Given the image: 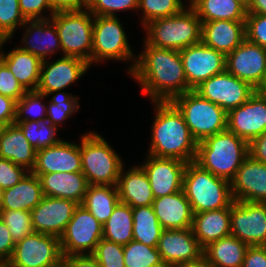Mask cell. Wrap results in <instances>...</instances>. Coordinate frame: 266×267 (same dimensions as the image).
Returning a JSON list of instances; mask_svg holds the SVG:
<instances>
[{"instance_id": "cell-56", "label": "cell", "mask_w": 266, "mask_h": 267, "mask_svg": "<svg viewBox=\"0 0 266 267\" xmlns=\"http://www.w3.org/2000/svg\"><path fill=\"white\" fill-rule=\"evenodd\" d=\"M247 13L266 15V0H250Z\"/></svg>"}, {"instance_id": "cell-55", "label": "cell", "mask_w": 266, "mask_h": 267, "mask_svg": "<svg viewBox=\"0 0 266 267\" xmlns=\"http://www.w3.org/2000/svg\"><path fill=\"white\" fill-rule=\"evenodd\" d=\"M49 2L55 12L81 10L87 6V0H49Z\"/></svg>"}, {"instance_id": "cell-25", "label": "cell", "mask_w": 266, "mask_h": 267, "mask_svg": "<svg viewBox=\"0 0 266 267\" xmlns=\"http://www.w3.org/2000/svg\"><path fill=\"white\" fill-rule=\"evenodd\" d=\"M41 181L44 196L70 199L81 204L89 183L82 172L34 174Z\"/></svg>"}, {"instance_id": "cell-34", "label": "cell", "mask_w": 266, "mask_h": 267, "mask_svg": "<svg viewBox=\"0 0 266 267\" xmlns=\"http://www.w3.org/2000/svg\"><path fill=\"white\" fill-rule=\"evenodd\" d=\"M119 202L116 185H89L81 205L103 225Z\"/></svg>"}, {"instance_id": "cell-42", "label": "cell", "mask_w": 266, "mask_h": 267, "mask_svg": "<svg viewBox=\"0 0 266 267\" xmlns=\"http://www.w3.org/2000/svg\"><path fill=\"white\" fill-rule=\"evenodd\" d=\"M185 8L182 0H139V8L144 13L143 26L149 21L173 16Z\"/></svg>"}, {"instance_id": "cell-24", "label": "cell", "mask_w": 266, "mask_h": 267, "mask_svg": "<svg viewBox=\"0 0 266 267\" xmlns=\"http://www.w3.org/2000/svg\"><path fill=\"white\" fill-rule=\"evenodd\" d=\"M245 39V21L215 20L202 23V42L225 55Z\"/></svg>"}, {"instance_id": "cell-27", "label": "cell", "mask_w": 266, "mask_h": 267, "mask_svg": "<svg viewBox=\"0 0 266 267\" xmlns=\"http://www.w3.org/2000/svg\"><path fill=\"white\" fill-rule=\"evenodd\" d=\"M123 170L116 184L120 202L132 208L152 205L155 198L144 169L134 166L125 173Z\"/></svg>"}, {"instance_id": "cell-7", "label": "cell", "mask_w": 266, "mask_h": 267, "mask_svg": "<svg viewBox=\"0 0 266 267\" xmlns=\"http://www.w3.org/2000/svg\"><path fill=\"white\" fill-rule=\"evenodd\" d=\"M183 115L192 137L200 142L227 129L228 113L194 90L170 101Z\"/></svg>"}, {"instance_id": "cell-41", "label": "cell", "mask_w": 266, "mask_h": 267, "mask_svg": "<svg viewBox=\"0 0 266 267\" xmlns=\"http://www.w3.org/2000/svg\"><path fill=\"white\" fill-rule=\"evenodd\" d=\"M0 219L8 227L15 244L34 233L31 211L1 209Z\"/></svg>"}, {"instance_id": "cell-9", "label": "cell", "mask_w": 266, "mask_h": 267, "mask_svg": "<svg viewBox=\"0 0 266 267\" xmlns=\"http://www.w3.org/2000/svg\"><path fill=\"white\" fill-rule=\"evenodd\" d=\"M59 237L34 232L17 242L8 267H62Z\"/></svg>"}, {"instance_id": "cell-51", "label": "cell", "mask_w": 266, "mask_h": 267, "mask_svg": "<svg viewBox=\"0 0 266 267\" xmlns=\"http://www.w3.org/2000/svg\"><path fill=\"white\" fill-rule=\"evenodd\" d=\"M15 242L6 224L0 219V259L8 262L13 254Z\"/></svg>"}, {"instance_id": "cell-6", "label": "cell", "mask_w": 266, "mask_h": 267, "mask_svg": "<svg viewBox=\"0 0 266 267\" xmlns=\"http://www.w3.org/2000/svg\"><path fill=\"white\" fill-rule=\"evenodd\" d=\"M81 168L89 185H116L123 161L107 141L97 133L81 137Z\"/></svg>"}, {"instance_id": "cell-33", "label": "cell", "mask_w": 266, "mask_h": 267, "mask_svg": "<svg viewBox=\"0 0 266 267\" xmlns=\"http://www.w3.org/2000/svg\"><path fill=\"white\" fill-rule=\"evenodd\" d=\"M190 6L201 22L246 21L247 7L239 0H191Z\"/></svg>"}, {"instance_id": "cell-15", "label": "cell", "mask_w": 266, "mask_h": 267, "mask_svg": "<svg viewBox=\"0 0 266 267\" xmlns=\"http://www.w3.org/2000/svg\"><path fill=\"white\" fill-rule=\"evenodd\" d=\"M188 86L194 90L203 81L226 70V55L203 42L179 51Z\"/></svg>"}, {"instance_id": "cell-58", "label": "cell", "mask_w": 266, "mask_h": 267, "mask_svg": "<svg viewBox=\"0 0 266 267\" xmlns=\"http://www.w3.org/2000/svg\"><path fill=\"white\" fill-rule=\"evenodd\" d=\"M7 126L8 125L5 122L0 121V137L3 135V132H4V130L6 129Z\"/></svg>"}, {"instance_id": "cell-20", "label": "cell", "mask_w": 266, "mask_h": 267, "mask_svg": "<svg viewBox=\"0 0 266 267\" xmlns=\"http://www.w3.org/2000/svg\"><path fill=\"white\" fill-rule=\"evenodd\" d=\"M230 185L234 201L266 203V164L248 155Z\"/></svg>"}, {"instance_id": "cell-18", "label": "cell", "mask_w": 266, "mask_h": 267, "mask_svg": "<svg viewBox=\"0 0 266 267\" xmlns=\"http://www.w3.org/2000/svg\"><path fill=\"white\" fill-rule=\"evenodd\" d=\"M77 206L78 203L70 199L44 196L31 211L34 232L60 238Z\"/></svg>"}, {"instance_id": "cell-48", "label": "cell", "mask_w": 266, "mask_h": 267, "mask_svg": "<svg viewBox=\"0 0 266 267\" xmlns=\"http://www.w3.org/2000/svg\"><path fill=\"white\" fill-rule=\"evenodd\" d=\"M26 171L24 167L0 158V188L5 190L13 187L26 175Z\"/></svg>"}, {"instance_id": "cell-11", "label": "cell", "mask_w": 266, "mask_h": 267, "mask_svg": "<svg viewBox=\"0 0 266 267\" xmlns=\"http://www.w3.org/2000/svg\"><path fill=\"white\" fill-rule=\"evenodd\" d=\"M102 238V224L86 208L78 204L59 238L62 255L92 254Z\"/></svg>"}, {"instance_id": "cell-45", "label": "cell", "mask_w": 266, "mask_h": 267, "mask_svg": "<svg viewBox=\"0 0 266 267\" xmlns=\"http://www.w3.org/2000/svg\"><path fill=\"white\" fill-rule=\"evenodd\" d=\"M86 8L93 16H113L117 11L139 8V0H87Z\"/></svg>"}, {"instance_id": "cell-8", "label": "cell", "mask_w": 266, "mask_h": 267, "mask_svg": "<svg viewBox=\"0 0 266 267\" xmlns=\"http://www.w3.org/2000/svg\"><path fill=\"white\" fill-rule=\"evenodd\" d=\"M93 14L87 9L57 11L51 21L55 24L63 56L77 57L91 66ZM93 17V18H91Z\"/></svg>"}, {"instance_id": "cell-37", "label": "cell", "mask_w": 266, "mask_h": 267, "mask_svg": "<svg viewBox=\"0 0 266 267\" xmlns=\"http://www.w3.org/2000/svg\"><path fill=\"white\" fill-rule=\"evenodd\" d=\"M14 123L21 128L24 137L37 151L55 145L62 140L55 138L58 128L46 119Z\"/></svg>"}, {"instance_id": "cell-23", "label": "cell", "mask_w": 266, "mask_h": 267, "mask_svg": "<svg viewBox=\"0 0 266 267\" xmlns=\"http://www.w3.org/2000/svg\"><path fill=\"white\" fill-rule=\"evenodd\" d=\"M152 206L163 230L192 228L193 212L183 189L154 199Z\"/></svg>"}, {"instance_id": "cell-21", "label": "cell", "mask_w": 266, "mask_h": 267, "mask_svg": "<svg viewBox=\"0 0 266 267\" xmlns=\"http://www.w3.org/2000/svg\"><path fill=\"white\" fill-rule=\"evenodd\" d=\"M157 249L165 266L195 261L203 256V248L192 228L163 230Z\"/></svg>"}, {"instance_id": "cell-3", "label": "cell", "mask_w": 266, "mask_h": 267, "mask_svg": "<svg viewBox=\"0 0 266 267\" xmlns=\"http://www.w3.org/2000/svg\"><path fill=\"white\" fill-rule=\"evenodd\" d=\"M248 155V143L226 129L197 142L195 162L214 176L231 181Z\"/></svg>"}, {"instance_id": "cell-5", "label": "cell", "mask_w": 266, "mask_h": 267, "mask_svg": "<svg viewBox=\"0 0 266 267\" xmlns=\"http://www.w3.org/2000/svg\"><path fill=\"white\" fill-rule=\"evenodd\" d=\"M182 189L193 214L225 208L234 201L230 181L214 176L195 161L187 163Z\"/></svg>"}, {"instance_id": "cell-16", "label": "cell", "mask_w": 266, "mask_h": 267, "mask_svg": "<svg viewBox=\"0 0 266 267\" xmlns=\"http://www.w3.org/2000/svg\"><path fill=\"white\" fill-rule=\"evenodd\" d=\"M227 129L248 144L266 131V98L259 90L228 112Z\"/></svg>"}, {"instance_id": "cell-35", "label": "cell", "mask_w": 266, "mask_h": 267, "mask_svg": "<svg viewBox=\"0 0 266 267\" xmlns=\"http://www.w3.org/2000/svg\"><path fill=\"white\" fill-rule=\"evenodd\" d=\"M103 239L120 245H127L133 240L132 207L119 202L109 219L102 225Z\"/></svg>"}, {"instance_id": "cell-36", "label": "cell", "mask_w": 266, "mask_h": 267, "mask_svg": "<svg viewBox=\"0 0 266 267\" xmlns=\"http://www.w3.org/2000/svg\"><path fill=\"white\" fill-rule=\"evenodd\" d=\"M133 240L157 247L163 231L152 205L132 208Z\"/></svg>"}, {"instance_id": "cell-50", "label": "cell", "mask_w": 266, "mask_h": 267, "mask_svg": "<svg viewBox=\"0 0 266 267\" xmlns=\"http://www.w3.org/2000/svg\"><path fill=\"white\" fill-rule=\"evenodd\" d=\"M242 267H266V245L249 246Z\"/></svg>"}, {"instance_id": "cell-14", "label": "cell", "mask_w": 266, "mask_h": 267, "mask_svg": "<svg viewBox=\"0 0 266 267\" xmlns=\"http://www.w3.org/2000/svg\"><path fill=\"white\" fill-rule=\"evenodd\" d=\"M226 70L259 90L266 82V48L245 39L226 55Z\"/></svg>"}, {"instance_id": "cell-32", "label": "cell", "mask_w": 266, "mask_h": 267, "mask_svg": "<svg viewBox=\"0 0 266 267\" xmlns=\"http://www.w3.org/2000/svg\"><path fill=\"white\" fill-rule=\"evenodd\" d=\"M249 245L233 235L210 243L203 249L211 267H242Z\"/></svg>"}, {"instance_id": "cell-52", "label": "cell", "mask_w": 266, "mask_h": 267, "mask_svg": "<svg viewBox=\"0 0 266 267\" xmlns=\"http://www.w3.org/2000/svg\"><path fill=\"white\" fill-rule=\"evenodd\" d=\"M62 267H103L92 254L63 255Z\"/></svg>"}, {"instance_id": "cell-30", "label": "cell", "mask_w": 266, "mask_h": 267, "mask_svg": "<svg viewBox=\"0 0 266 267\" xmlns=\"http://www.w3.org/2000/svg\"><path fill=\"white\" fill-rule=\"evenodd\" d=\"M37 150L24 137L21 128L9 124L0 137V158L24 167L31 172L36 164Z\"/></svg>"}, {"instance_id": "cell-59", "label": "cell", "mask_w": 266, "mask_h": 267, "mask_svg": "<svg viewBox=\"0 0 266 267\" xmlns=\"http://www.w3.org/2000/svg\"><path fill=\"white\" fill-rule=\"evenodd\" d=\"M260 93L266 98V82L263 86L259 89Z\"/></svg>"}, {"instance_id": "cell-53", "label": "cell", "mask_w": 266, "mask_h": 267, "mask_svg": "<svg viewBox=\"0 0 266 267\" xmlns=\"http://www.w3.org/2000/svg\"><path fill=\"white\" fill-rule=\"evenodd\" d=\"M16 118V100L0 94V121L13 124Z\"/></svg>"}, {"instance_id": "cell-38", "label": "cell", "mask_w": 266, "mask_h": 267, "mask_svg": "<svg viewBox=\"0 0 266 267\" xmlns=\"http://www.w3.org/2000/svg\"><path fill=\"white\" fill-rule=\"evenodd\" d=\"M125 267H166L157 247L132 240L123 246Z\"/></svg>"}, {"instance_id": "cell-26", "label": "cell", "mask_w": 266, "mask_h": 267, "mask_svg": "<svg viewBox=\"0 0 266 267\" xmlns=\"http://www.w3.org/2000/svg\"><path fill=\"white\" fill-rule=\"evenodd\" d=\"M27 24L28 28L22 40L25 46L19 47L21 50L29 52L43 61L46 60L47 55H52L56 51L55 49H61L59 35L51 18L27 20L24 25Z\"/></svg>"}, {"instance_id": "cell-28", "label": "cell", "mask_w": 266, "mask_h": 267, "mask_svg": "<svg viewBox=\"0 0 266 267\" xmlns=\"http://www.w3.org/2000/svg\"><path fill=\"white\" fill-rule=\"evenodd\" d=\"M192 230L203 249L210 243L231 235L230 205L193 214Z\"/></svg>"}, {"instance_id": "cell-61", "label": "cell", "mask_w": 266, "mask_h": 267, "mask_svg": "<svg viewBox=\"0 0 266 267\" xmlns=\"http://www.w3.org/2000/svg\"><path fill=\"white\" fill-rule=\"evenodd\" d=\"M0 267H8L7 263L0 259Z\"/></svg>"}, {"instance_id": "cell-2", "label": "cell", "mask_w": 266, "mask_h": 267, "mask_svg": "<svg viewBox=\"0 0 266 267\" xmlns=\"http://www.w3.org/2000/svg\"><path fill=\"white\" fill-rule=\"evenodd\" d=\"M157 109L152 126L149 155L195 161L197 141L192 137L183 115L171 102H154Z\"/></svg>"}, {"instance_id": "cell-40", "label": "cell", "mask_w": 266, "mask_h": 267, "mask_svg": "<svg viewBox=\"0 0 266 267\" xmlns=\"http://www.w3.org/2000/svg\"><path fill=\"white\" fill-rule=\"evenodd\" d=\"M77 99L78 97L69 95V93L56 91V95L52 97L47 105L46 120L53 126L59 127L58 124H61L62 121L79 109Z\"/></svg>"}, {"instance_id": "cell-57", "label": "cell", "mask_w": 266, "mask_h": 267, "mask_svg": "<svg viewBox=\"0 0 266 267\" xmlns=\"http://www.w3.org/2000/svg\"><path fill=\"white\" fill-rule=\"evenodd\" d=\"M172 267H211L207 258L203 255L199 259L190 262H182Z\"/></svg>"}, {"instance_id": "cell-46", "label": "cell", "mask_w": 266, "mask_h": 267, "mask_svg": "<svg viewBox=\"0 0 266 267\" xmlns=\"http://www.w3.org/2000/svg\"><path fill=\"white\" fill-rule=\"evenodd\" d=\"M245 34L249 42L266 48V15L247 13Z\"/></svg>"}, {"instance_id": "cell-54", "label": "cell", "mask_w": 266, "mask_h": 267, "mask_svg": "<svg viewBox=\"0 0 266 267\" xmlns=\"http://www.w3.org/2000/svg\"><path fill=\"white\" fill-rule=\"evenodd\" d=\"M249 155L266 164V131L248 144Z\"/></svg>"}, {"instance_id": "cell-44", "label": "cell", "mask_w": 266, "mask_h": 267, "mask_svg": "<svg viewBox=\"0 0 266 267\" xmlns=\"http://www.w3.org/2000/svg\"><path fill=\"white\" fill-rule=\"evenodd\" d=\"M103 267H125L123 245L101 239L92 253Z\"/></svg>"}, {"instance_id": "cell-60", "label": "cell", "mask_w": 266, "mask_h": 267, "mask_svg": "<svg viewBox=\"0 0 266 267\" xmlns=\"http://www.w3.org/2000/svg\"><path fill=\"white\" fill-rule=\"evenodd\" d=\"M2 195H3V190L0 188V210L2 206Z\"/></svg>"}, {"instance_id": "cell-4", "label": "cell", "mask_w": 266, "mask_h": 267, "mask_svg": "<svg viewBox=\"0 0 266 267\" xmlns=\"http://www.w3.org/2000/svg\"><path fill=\"white\" fill-rule=\"evenodd\" d=\"M188 7L173 16L158 18L145 24V42L157 48L176 51L202 42L201 19L190 5Z\"/></svg>"}, {"instance_id": "cell-12", "label": "cell", "mask_w": 266, "mask_h": 267, "mask_svg": "<svg viewBox=\"0 0 266 267\" xmlns=\"http://www.w3.org/2000/svg\"><path fill=\"white\" fill-rule=\"evenodd\" d=\"M194 91L228 113L247 102L257 90L225 70L203 81Z\"/></svg>"}, {"instance_id": "cell-22", "label": "cell", "mask_w": 266, "mask_h": 267, "mask_svg": "<svg viewBox=\"0 0 266 267\" xmlns=\"http://www.w3.org/2000/svg\"><path fill=\"white\" fill-rule=\"evenodd\" d=\"M33 174L82 172L80 145L61 140L37 151Z\"/></svg>"}, {"instance_id": "cell-62", "label": "cell", "mask_w": 266, "mask_h": 267, "mask_svg": "<svg viewBox=\"0 0 266 267\" xmlns=\"http://www.w3.org/2000/svg\"><path fill=\"white\" fill-rule=\"evenodd\" d=\"M242 2L246 7L249 5L250 0H239Z\"/></svg>"}, {"instance_id": "cell-29", "label": "cell", "mask_w": 266, "mask_h": 267, "mask_svg": "<svg viewBox=\"0 0 266 267\" xmlns=\"http://www.w3.org/2000/svg\"><path fill=\"white\" fill-rule=\"evenodd\" d=\"M6 41L8 39L0 40V50H2L1 46ZM0 59L8 66L9 70L26 91L37 90L42 64V60L39 57L25 52L18 47L7 54L0 51Z\"/></svg>"}, {"instance_id": "cell-13", "label": "cell", "mask_w": 266, "mask_h": 267, "mask_svg": "<svg viewBox=\"0 0 266 267\" xmlns=\"http://www.w3.org/2000/svg\"><path fill=\"white\" fill-rule=\"evenodd\" d=\"M230 227L231 235L249 246L266 245V203L233 201Z\"/></svg>"}, {"instance_id": "cell-49", "label": "cell", "mask_w": 266, "mask_h": 267, "mask_svg": "<svg viewBox=\"0 0 266 267\" xmlns=\"http://www.w3.org/2000/svg\"><path fill=\"white\" fill-rule=\"evenodd\" d=\"M19 6L26 20L47 19L41 16L44 9L50 10V17L55 13L49 0H19Z\"/></svg>"}, {"instance_id": "cell-47", "label": "cell", "mask_w": 266, "mask_h": 267, "mask_svg": "<svg viewBox=\"0 0 266 267\" xmlns=\"http://www.w3.org/2000/svg\"><path fill=\"white\" fill-rule=\"evenodd\" d=\"M27 91L0 59V94L19 101Z\"/></svg>"}, {"instance_id": "cell-10", "label": "cell", "mask_w": 266, "mask_h": 267, "mask_svg": "<svg viewBox=\"0 0 266 267\" xmlns=\"http://www.w3.org/2000/svg\"><path fill=\"white\" fill-rule=\"evenodd\" d=\"M134 57L120 20L113 16H94L91 64L110 59Z\"/></svg>"}, {"instance_id": "cell-19", "label": "cell", "mask_w": 266, "mask_h": 267, "mask_svg": "<svg viewBox=\"0 0 266 267\" xmlns=\"http://www.w3.org/2000/svg\"><path fill=\"white\" fill-rule=\"evenodd\" d=\"M89 67L88 62L77 57L62 56L53 63L43 60L37 91L47 96L61 91L82 77Z\"/></svg>"}, {"instance_id": "cell-1", "label": "cell", "mask_w": 266, "mask_h": 267, "mask_svg": "<svg viewBox=\"0 0 266 267\" xmlns=\"http://www.w3.org/2000/svg\"><path fill=\"white\" fill-rule=\"evenodd\" d=\"M129 73L139 82L152 102H170L192 89L187 84L179 51L157 48L145 42Z\"/></svg>"}, {"instance_id": "cell-31", "label": "cell", "mask_w": 266, "mask_h": 267, "mask_svg": "<svg viewBox=\"0 0 266 267\" xmlns=\"http://www.w3.org/2000/svg\"><path fill=\"white\" fill-rule=\"evenodd\" d=\"M43 197L39 177L27 172L17 184L3 190L1 209L32 211Z\"/></svg>"}, {"instance_id": "cell-17", "label": "cell", "mask_w": 266, "mask_h": 267, "mask_svg": "<svg viewBox=\"0 0 266 267\" xmlns=\"http://www.w3.org/2000/svg\"><path fill=\"white\" fill-rule=\"evenodd\" d=\"M147 161L142 164L154 198L167 196L181 191L187 163L173 158H162L147 155Z\"/></svg>"}, {"instance_id": "cell-43", "label": "cell", "mask_w": 266, "mask_h": 267, "mask_svg": "<svg viewBox=\"0 0 266 267\" xmlns=\"http://www.w3.org/2000/svg\"><path fill=\"white\" fill-rule=\"evenodd\" d=\"M26 21L19 0H0V40L12 38L17 26H24Z\"/></svg>"}, {"instance_id": "cell-39", "label": "cell", "mask_w": 266, "mask_h": 267, "mask_svg": "<svg viewBox=\"0 0 266 267\" xmlns=\"http://www.w3.org/2000/svg\"><path fill=\"white\" fill-rule=\"evenodd\" d=\"M44 97H47V95L37 90L27 91L19 101H16L15 122L40 121L46 119L47 105L41 102Z\"/></svg>"}]
</instances>
